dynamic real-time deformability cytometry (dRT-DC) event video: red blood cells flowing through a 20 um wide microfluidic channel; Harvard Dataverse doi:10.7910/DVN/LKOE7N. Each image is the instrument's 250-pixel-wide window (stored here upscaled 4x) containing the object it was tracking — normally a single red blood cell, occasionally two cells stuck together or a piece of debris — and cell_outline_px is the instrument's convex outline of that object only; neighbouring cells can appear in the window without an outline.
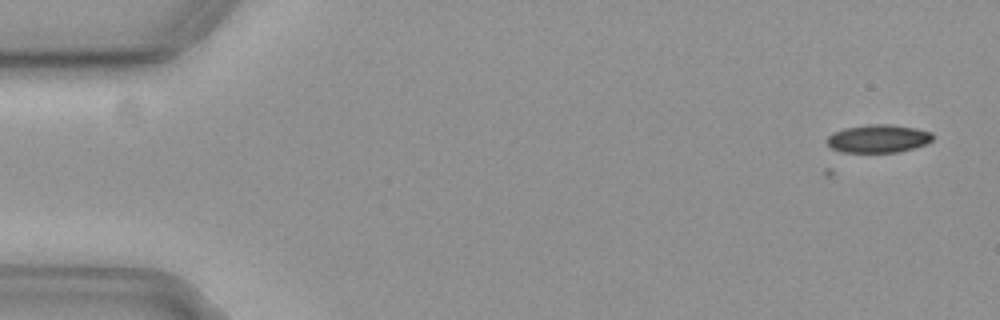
{"species": "common noctule bat (a hibernating species)", "species_latin": "Nyctalus noctula", "temperature_condition": "cold", "stored_images_in_passage": 6, "camera_frame_rate_fps": 3000, "um_per_image_px": 0.085, "animal": {"sex": "female", "body_mass_g": 19.3, "forearm_length_mm": 54.1}, "frame": {"image": 1, "passage_image": 1, "time_ms": 0.0, "image_size_px": [1000, 320], "cell_outline_px": [[932, 140], [924, 144], [912, 148], [896, 152], [840, 152], [832, 148], [828, 144], [828, 136], [844, 128], [872, 124], [884, 124], [912, 128], [932, 132]], "centroid_in_image_um": [74.63, 11.79], "position_along_channel_um": 10.4, "area_um2": 16.82}}